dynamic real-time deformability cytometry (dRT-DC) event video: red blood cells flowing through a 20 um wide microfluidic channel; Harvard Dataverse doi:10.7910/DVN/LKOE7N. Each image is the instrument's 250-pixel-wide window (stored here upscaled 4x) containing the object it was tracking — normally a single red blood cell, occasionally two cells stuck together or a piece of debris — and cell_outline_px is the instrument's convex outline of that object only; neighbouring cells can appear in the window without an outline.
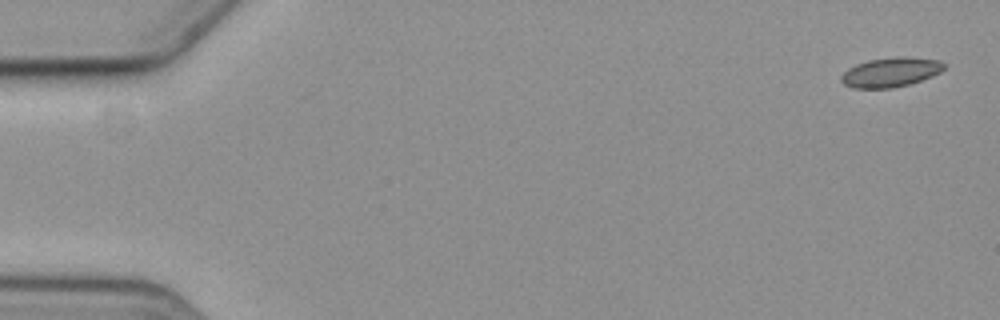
{"species": "common noctule bat (a hibernating species)", "species_latin": "Nyctalus noctula", "temperature_condition": "cold", "stored_images_in_passage": 8, "camera_frame_rate_fps": 3000, "um_per_image_px": 0.085, "animal": {"sex": "female", "body_mass_g": 19.3, "forearm_length_mm": 54.1}, "frame": {"image": 1, "passage_image": 1, "time_ms": 0.0, "image_size_px": [1000, 320], "cell_outline_px": [[948, 64], [940, 72], [932, 76], [908, 84], [892, 88], [852, 88], [844, 84], [840, 80], [840, 76], [848, 68], [856, 64], [868, 60], [896, 56], [908, 56], [940, 60]], "centroid_in_image_um": [75.72, 6.12], "position_along_channel_um": 9.3, "area_um2": 17.86}}
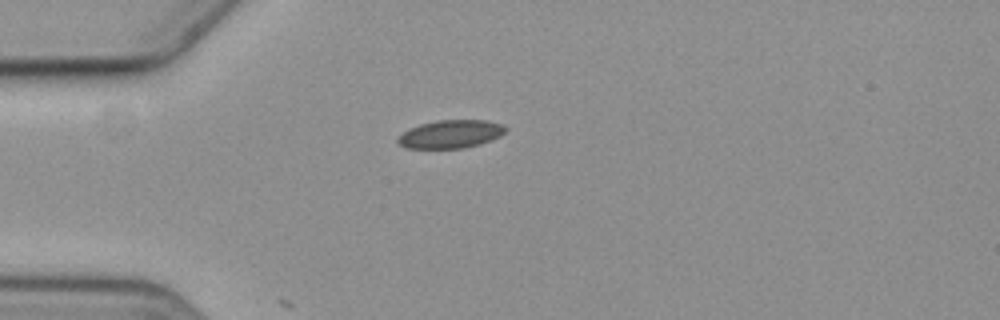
{"frame": {"image": 2, "passage_image": 5, "time_ms": 4.667, "image_size_px": [1000, 320], "cell_outline_px": [[508, 128], [500, 136], [492, 140], [480, 144], [464, 148], [404, 148], [396, 140], [404, 132], [420, 124], [436, 120], [488, 120], [504, 124]], "centroid_in_image_um": [38.36, 11.39], "position_along_channel_um": 46.6, "area_um2": 17.69}}
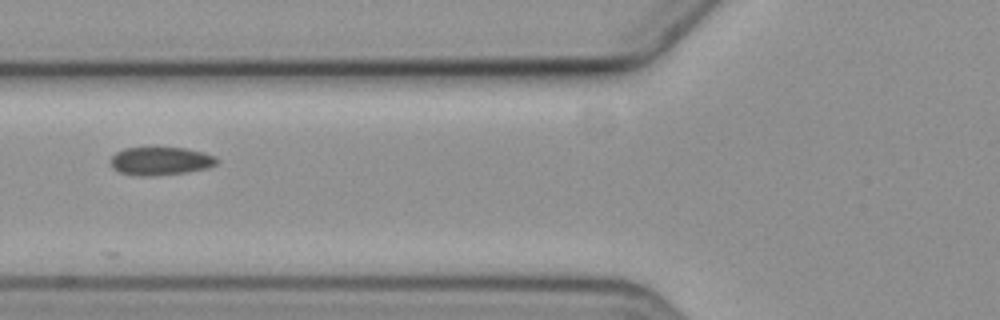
{"frame": {"image": 3, "passage_image": 7, "time_ms": 7.0, "image_size_px": [1000, 320], "cell_outline_px": [[220, 160], [216, 164], [208, 168], [184, 172], [156, 176], [136, 176], [120, 172], [112, 168], [108, 160], [116, 152], [124, 148], [184, 148], [204, 152], [216, 156]], "centroid_in_image_um": [13.63, 13.69], "position_along_channel_um": 112.2, "area_um2": 17.63}}